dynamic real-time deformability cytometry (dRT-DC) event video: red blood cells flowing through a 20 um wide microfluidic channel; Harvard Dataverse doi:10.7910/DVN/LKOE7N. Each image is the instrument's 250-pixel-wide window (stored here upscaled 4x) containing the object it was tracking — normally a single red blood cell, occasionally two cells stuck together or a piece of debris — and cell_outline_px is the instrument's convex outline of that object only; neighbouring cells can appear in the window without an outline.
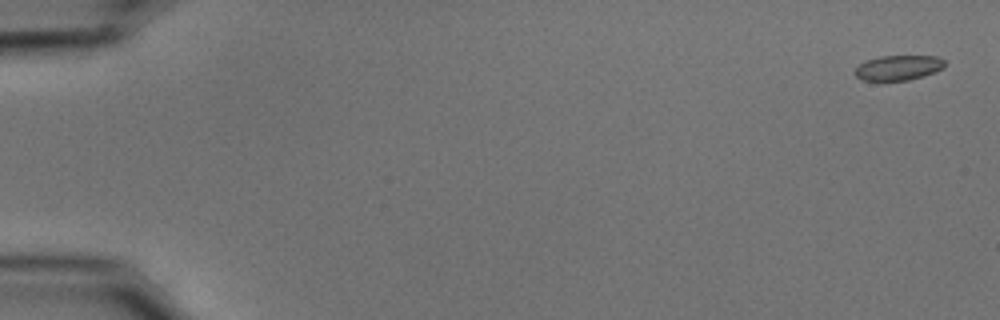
{"species": "common noctule bat (a hibernating species)", "species_latin": "Nyctalus noctula", "temperature_condition": "cold", "stored_images_in_passage": 53, "camera_frame_rate_fps": 3000, "um_per_image_px": 0.085, "animal": {"sex": "male", "body_mass_g": 15.6}, "frame": {"image": 1, "passage_image": 1, "time_ms": 0.0, "image_size_px": [1000, 320], "cell_outline_px": [[944, 68], [936, 72], [924, 76], [908, 80], [884, 84], [880, 84], [864, 80], [856, 76], [852, 72], [864, 60], [880, 56], [936, 56], [944, 60]], "centroid_in_image_um": [76.29, 5.81], "position_along_channel_um": 8.7, "area_um2": 13.81}}
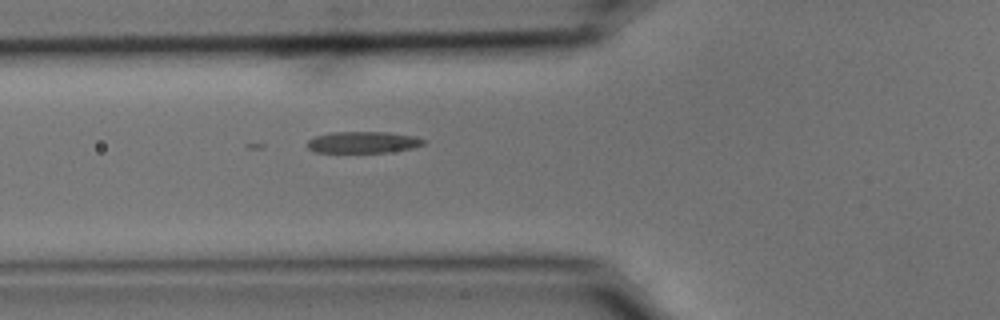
{"frame": {"image": 2, "passage_image": 20, "time_ms": 6.333, "image_size_px": [1000, 320], "cell_outline_px": [[428, 140], [424, 144], [412, 148], [388, 152], [316, 152], [308, 148], [304, 144], [308, 140], [316, 136], [332, 132], [388, 132], [416, 136]], "centroid_in_image_um": [30.88, 12.09], "position_along_channel_um": 94.9, "area_um2": 14.68}}
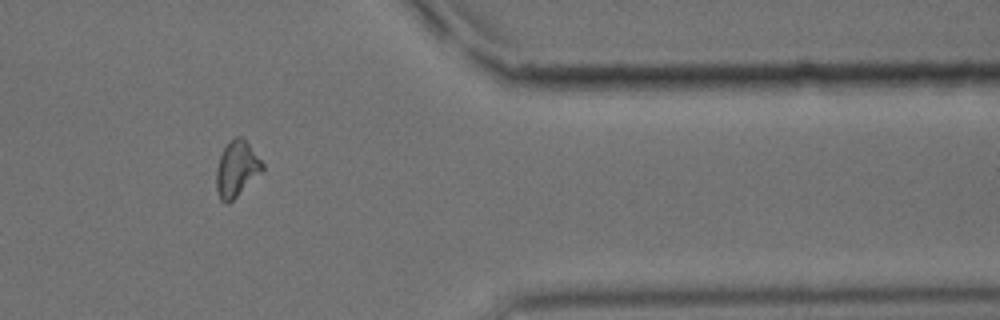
{"frame": {"image": 3, "passage_image": 45, "time_ms": 14.667, "image_size_px": [1000, 320], "cell_outline_px": [[264, 172], [228, 204], [224, 204], [220, 200], [216, 192], [216, 168], [220, 156], [228, 140], [236, 136], [240, 136], [248, 144], [264, 164]], "centroid_in_image_um": [20.11, 14.39], "position_along_channel_um": 391.3, "area_um2": 15.26}}